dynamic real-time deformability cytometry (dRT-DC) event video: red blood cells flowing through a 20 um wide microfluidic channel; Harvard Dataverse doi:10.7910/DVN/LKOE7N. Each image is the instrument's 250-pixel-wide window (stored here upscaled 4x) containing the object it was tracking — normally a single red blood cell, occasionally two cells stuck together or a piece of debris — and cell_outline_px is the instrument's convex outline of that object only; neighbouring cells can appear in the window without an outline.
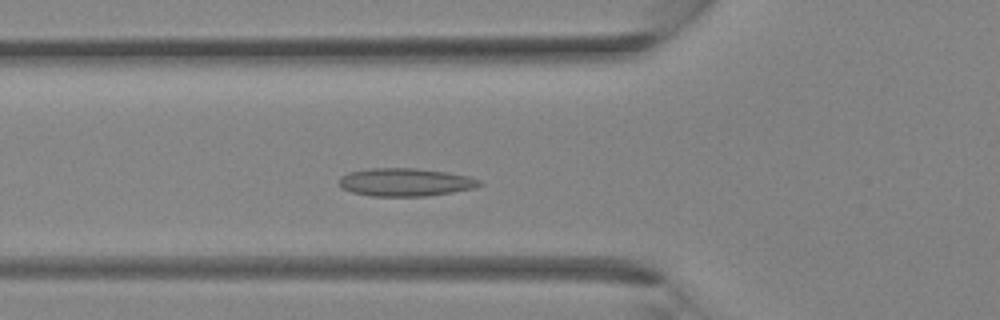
{"species": "Egyptian fruit bat (a non-hibernating species)", "species_latin": "Rousettus aegyptiacus", "temperature_condition": "room temperature", "stored_images_in_passage": 32, "camera_frame_rate_fps": 3000, "um_per_image_px": 0.085, "animal": {"sex": "female"}, "frame": {"image": 1, "passage_image": 9, "time_ms": 2.667, "image_size_px": [1000, 320], "cell_outline_px": [[484, 184], [472, 188], [452, 192], [424, 196], [372, 196], [352, 192], [340, 188], [340, 176], [348, 172], [368, 168], [416, 168], [448, 172], [468, 176], [484, 180]], "centroid_in_image_um": [34.46, 15.48], "position_along_channel_um": 91.3, "area_um2": 23.06}}
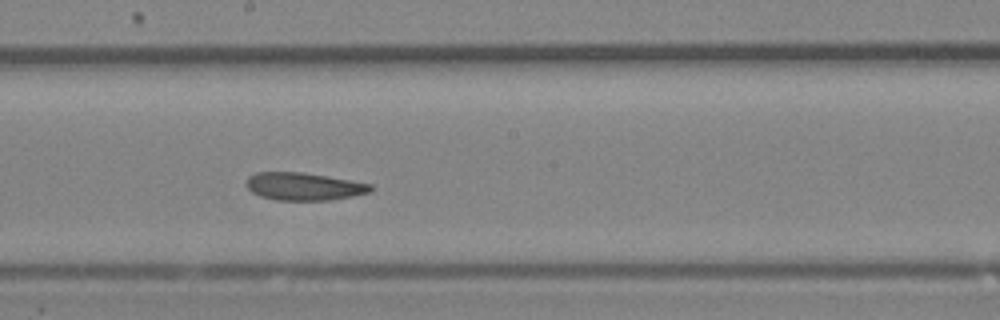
{"frame": {"image": 2, "passage_image": 16, "time_ms": 5.0, "image_size_px": [1000, 320], "cell_outline_px": [[376, 188], [372, 192], [332, 200], [276, 200], [260, 196], [252, 192], [248, 188], [248, 176], [256, 172], [304, 172], [352, 180], [372, 184]], "centroid_in_image_um": [25.9, 15.84], "position_along_channel_um": 222.3, "area_um2": 20.23}}
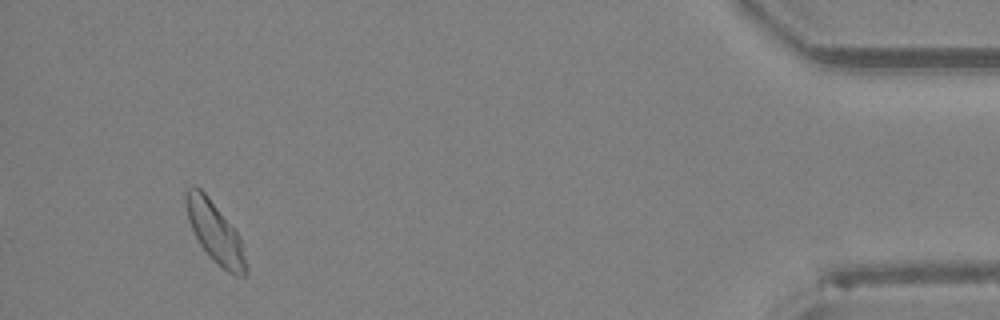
{"frame": {"image": 3, "passage_image": 30, "time_ms": 9.667, "image_size_px": [1000, 320], "cell_outline_px": [[248, 272], [244, 276], [236, 276], [228, 272], [200, 244], [188, 220], [184, 204], [184, 196], [188, 188], [192, 184], [200, 188], [208, 196], [236, 232], [244, 244], [248, 264]], "centroid_in_image_um": [18.3, 19.73], "position_along_channel_um": 416.9, "area_um2": 20.98}}